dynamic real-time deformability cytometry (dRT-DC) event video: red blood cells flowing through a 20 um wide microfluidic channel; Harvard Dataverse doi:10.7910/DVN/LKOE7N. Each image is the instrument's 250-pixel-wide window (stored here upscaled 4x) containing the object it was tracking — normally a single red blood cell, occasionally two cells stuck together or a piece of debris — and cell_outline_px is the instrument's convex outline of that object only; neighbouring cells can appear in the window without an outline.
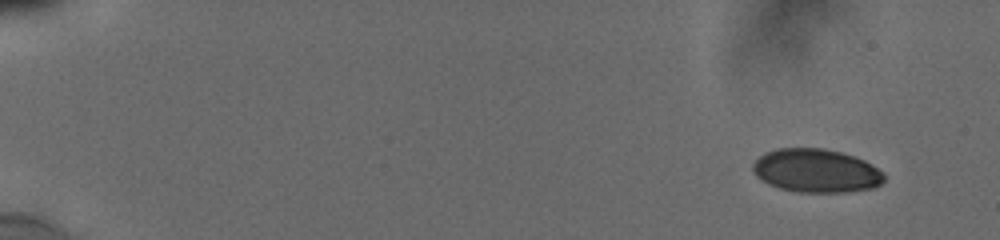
{"species": "human", "species_latin": "Homo sapiens", "temperature_condition": "cold", "stored_images_in_passage": 52, "camera_frame_rate_fps": 3000, "um_per_image_px": 0.085, "donor": {"sex": "male"}, "frame": {"image": 1, "passage_image": 1, "time_ms": 0.0, "image_size_px": [1000, 240], "cell_outline_px": [[884, 180], [880, 184], [872, 188], [848, 192], [800, 192], [780, 188], [768, 184], [756, 176], [752, 168], [752, 164], [764, 152], [780, 148], [824, 148], [840, 152], [864, 160], [872, 164], [884, 172]], "centroid_in_image_um": [69.37, 14.51], "position_along_channel_um": 15.6, "area_um2": 33.29}}
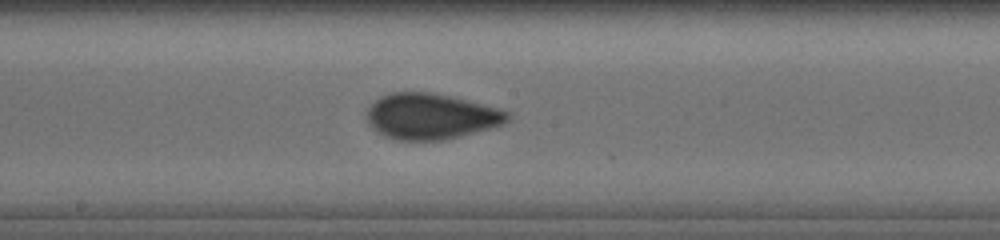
{"frame": {"image": 2, "passage_image": 29, "time_ms": 9.333, "image_size_px": [1000, 240], "cell_outline_px": [[512, 116], [504, 124], [444, 140], [400, 140], [388, 136], [372, 128], [368, 124], [364, 116], [368, 108], [380, 96], [392, 92], [432, 92], [496, 108], [508, 112]], "centroid_in_image_um": [36.58, 9.88], "position_along_channel_um": 211.6, "area_um2": 37.11}}
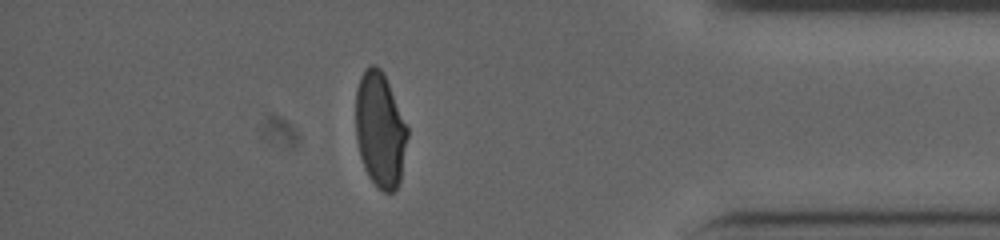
{"frame": {"image": 3, "passage_image": 46, "time_ms": 15.0, "image_size_px": [1000, 240], "cell_outline_px": [[408, 136], [400, 180], [396, 188], [392, 192], [384, 192], [368, 176], [364, 168], [360, 156], [356, 136], [356, 88], [360, 76], [364, 68], [368, 64], [376, 64], [384, 72], [408, 128]], "centroid_in_image_um": [32.3, 10.97], "position_along_channel_um": 402.9, "area_um2": 34.85}, "authors_computed_cell_mechanics": {"area_um2": 36.2117, "velocity_mm_per_s": 3.8514, "shape_relaxation_time_tau1_ms": null, "shape_relaxation_time_tau2_ms": 0.5771, "deformation_change_tau1": null, "deformation_change_tau2": 0.0536}}